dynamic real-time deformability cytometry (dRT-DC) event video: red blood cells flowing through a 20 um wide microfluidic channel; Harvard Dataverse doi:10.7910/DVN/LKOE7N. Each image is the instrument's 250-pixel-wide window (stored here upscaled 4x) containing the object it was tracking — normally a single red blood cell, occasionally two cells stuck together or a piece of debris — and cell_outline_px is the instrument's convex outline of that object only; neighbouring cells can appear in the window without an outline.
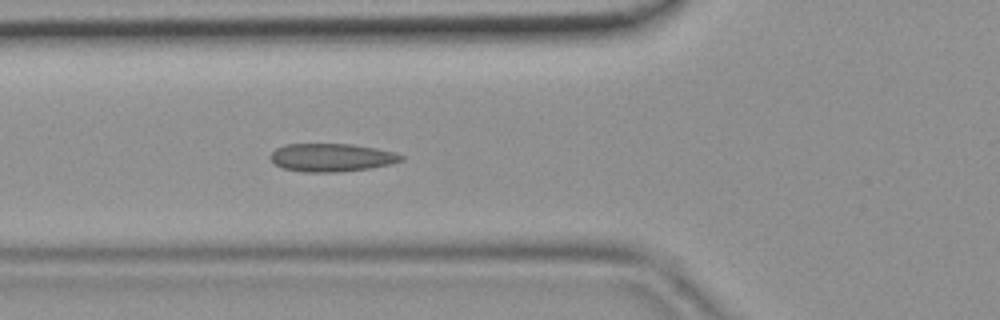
{"species": "common noctule bat (a hibernating species)", "species_latin": "Nyctalus noctula", "temperature_condition": "room temperature", "stored_images_in_passage": 43, "camera_frame_rate_fps": 3000, "um_per_image_px": 0.085, "animal": {"sex": "female", "body_mass_g": 19.9}, "frame": {"image": 1, "passage_image": 13, "time_ms": 4.0, "image_size_px": [1000, 320], "cell_outline_px": [[404, 160], [388, 164], [368, 168], [340, 172], [300, 172], [284, 168], [276, 164], [268, 156], [276, 148], [284, 144], [352, 144], [376, 148], [396, 152], [404, 156]], "centroid_in_image_um": [28.17, 13.38], "position_along_channel_um": 97.6, "area_um2": 21.44}}
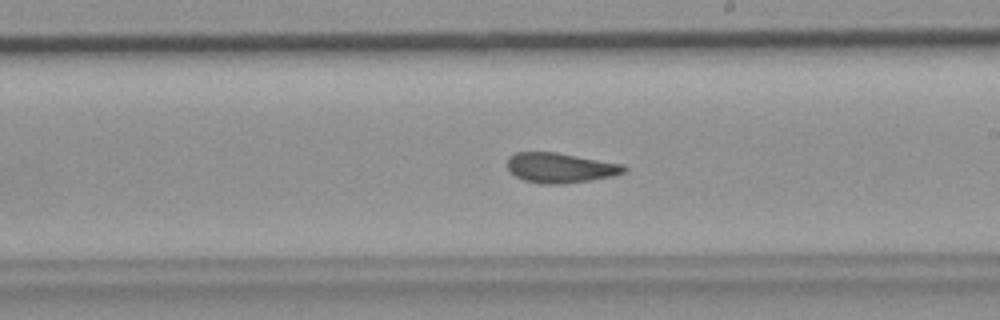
{"frame": {"image": 2, "passage_image": 23, "time_ms": 7.333, "image_size_px": [1000, 320], "cell_outline_px": [[628, 168], [624, 172], [612, 176], [592, 180], [564, 184], [540, 184], [524, 180], [516, 176], [508, 168], [508, 160], [516, 152], [556, 152], [624, 164]], "centroid_in_image_um": [47.67, 14.27], "position_along_channel_um": 241.3, "area_um2": 20.35}}
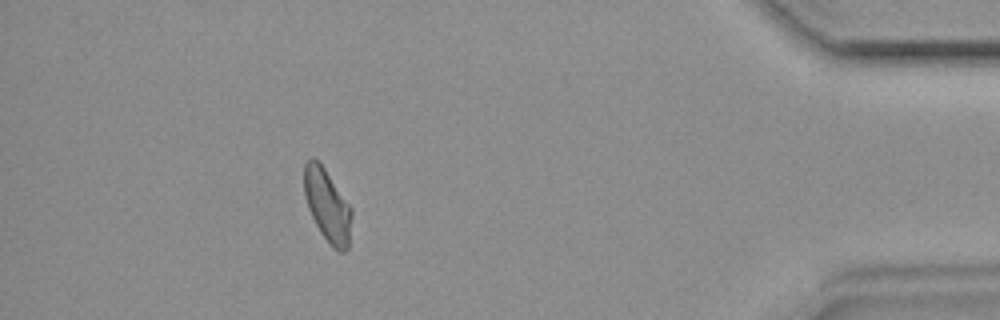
{"frame": {"image": 3, "passage_image": 38, "time_ms": 12.333, "image_size_px": [1000, 320], "cell_outline_px": [[352, 216], [348, 248], [344, 252], [336, 252], [332, 248], [320, 232], [308, 208], [304, 196], [304, 164], [312, 156], [324, 168], [352, 208]], "centroid_in_image_um": [27.83, 17.5], "position_along_channel_um": 407.4, "area_um2": 20.11}}